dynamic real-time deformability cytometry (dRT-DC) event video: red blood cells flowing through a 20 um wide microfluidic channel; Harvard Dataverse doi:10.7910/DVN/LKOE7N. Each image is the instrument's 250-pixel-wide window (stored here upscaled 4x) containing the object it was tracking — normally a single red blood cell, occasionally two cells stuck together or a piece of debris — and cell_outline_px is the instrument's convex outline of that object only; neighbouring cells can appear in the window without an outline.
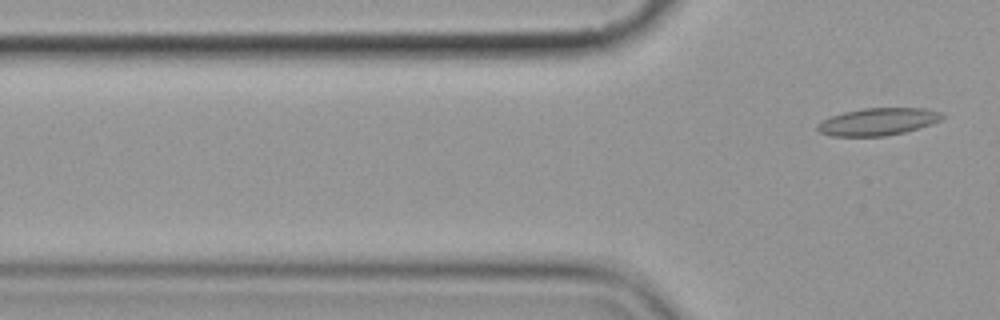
{"species": "common noctule bat (a hibernating species)", "species_latin": "Nyctalus noctula", "temperature_condition": "cold", "stored_images_in_passage": 4, "segment_of_instrument_passage": [2, 2], "camera_frame_rate_fps": 3000, "um_per_image_px": 0.085, "animal": {"sex": "female", "body_mass_g": 19.9}, "frame": {"image": 1, "passage_image": 4, "time_ms": 3.667, "image_size_px": [1000, 320], "cell_outline_px": [[944, 116], [940, 120], [932, 124], [904, 132], [884, 136], [832, 136], [820, 132], [816, 128], [816, 124], [832, 116], [844, 112], [864, 108], [924, 108], [940, 112]], "centroid_in_image_um": [74.62, 10.34], "position_along_channel_um": 51.2, "area_um2": 19.71}}